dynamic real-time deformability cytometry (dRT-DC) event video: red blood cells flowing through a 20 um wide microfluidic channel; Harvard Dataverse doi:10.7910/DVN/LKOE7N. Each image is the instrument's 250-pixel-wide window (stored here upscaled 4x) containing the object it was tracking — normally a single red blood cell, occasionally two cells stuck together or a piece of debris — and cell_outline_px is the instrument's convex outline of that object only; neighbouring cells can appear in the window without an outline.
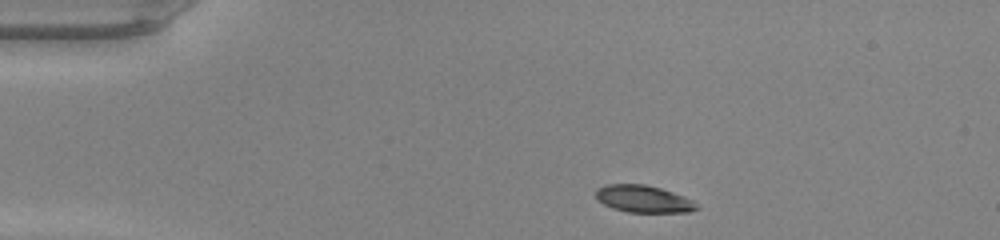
{"species": "common noctule bat (a hibernating species)", "species_latin": "Nyctalus noctula", "temperature_condition": "warm", "stored_images_in_passage": 40, "camera_frame_rate_fps": 3000, "um_per_image_px": 0.085, "animal": {"sex": "male", "body_mass_g": 20.0, "forearm_length_mm": 53.3}, "frame": {"image": 1, "passage_image": 1, "time_ms": 0.0, "image_size_px": [1000, 240], "cell_outline_px": [[700, 208], [688, 212], [628, 212], [612, 208], [596, 200], [596, 188], [608, 184], [644, 184], [660, 188], [684, 196], [692, 200]], "centroid_in_image_um": [54.67, 16.91], "position_along_channel_um": 30.3, "area_um2": 15.95}}
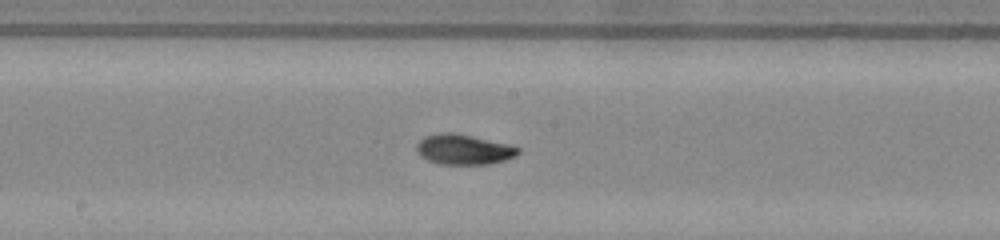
{"frame": {"image": 2, "passage_image": 18, "time_ms": 5.667, "image_size_px": [1000, 240], "cell_outline_px": [[520, 152], [516, 156], [504, 160], [488, 164], [440, 164], [428, 160], [420, 156], [416, 152], [416, 144], [424, 136], [440, 132], [456, 132], [520, 148]], "centroid_in_image_um": [39.35, 12.7], "position_along_channel_um": 208.8, "area_um2": 17.8}}
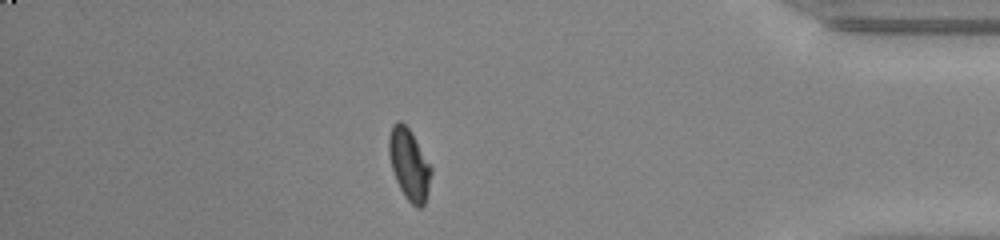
{"frame": {"image": 3, "passage_image": 34, "time_ms": 11.0, "image_size_px": [1000, 240], "cell_outline_px": [[432, 172], [428, 192], [424, 204], [420, 208], [416, 208], [404, 196], [396, 180], [392, 168], [388, 152], [388, 136], [392, 124], [396, 120], [400, 120], [408, 128], [432, 168]], "centroid_in_image_um": [34.76, 13.98], "position_along_channel_um": 400.4, "area_um2": 17.4}, "authors_computed_cell_mechanics": {"area_um2": 17.4556, "velocity_mm_per_s": 4.2657, "shape_relaxation_time_tau1_ms": 6.2465, "shape_relaxation_time_tau2_ms": 1.8581, "deformation_change_tau1": 0.2347, "deformation_change_tau2": 0.055}}